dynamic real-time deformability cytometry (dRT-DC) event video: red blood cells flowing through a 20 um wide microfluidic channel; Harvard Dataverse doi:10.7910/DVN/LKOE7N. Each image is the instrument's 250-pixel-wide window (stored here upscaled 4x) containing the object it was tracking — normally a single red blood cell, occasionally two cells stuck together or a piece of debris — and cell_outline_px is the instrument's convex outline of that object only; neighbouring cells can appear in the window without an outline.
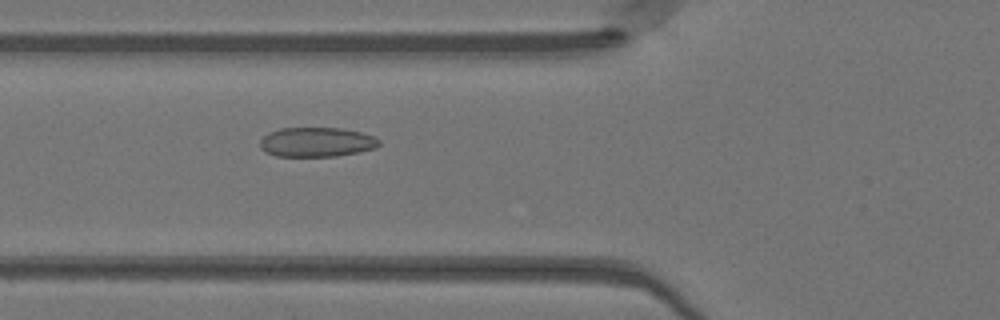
{"species": "Egyptian fruit bat (a non-hibernating species)", "species_latin": "Rousettus aegyptiacus", "temperature_condition": "warm", "stored_images_in_passage": 40, "camera_frame_rate_fps": 3000, "um_per_image_px": 0.085, "animal": {"sex": "female"}, "frame": {"image": 1, "passage_image": 9, "time_ms": 2.667, "image_size_px": [1000, 320], "cell_outline_px": [[380, 144], [376, 148], [360, 152], [336, 156], [276, 156], [264, 152], [260, 148], [260, 140], [264, 136], [280, 128], [340, 128], [360, 132], [372, 136], [380, 140]], "centroid_in_image_um": [26.91, 12.09], "position_along_channel_um": 98.9, "area_um2": 20.46}}
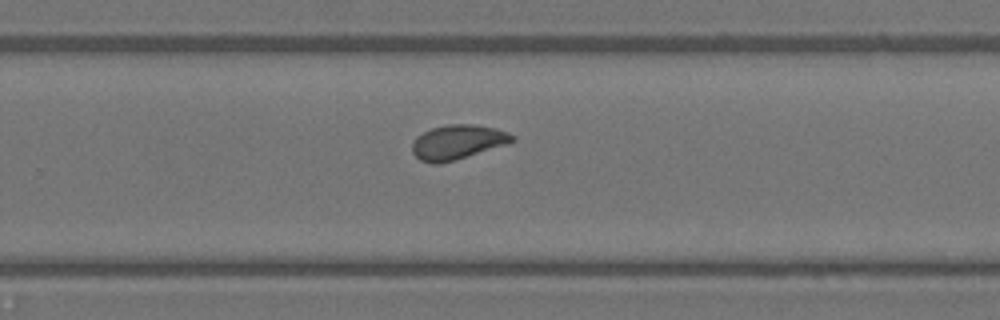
{"frame": {"image": 2, "passage_image": 23, "time_ms": 7.333, "image_size_px": [1000, 320], "cell_outline_px": [[516, 140], [508, 144], [452, 160], [436, 164], [432, 164], [420, 160], [412, 152], [412, 144], [416, 136], [432, 128], [448, 124], [476, 124], [496, 128], [508, 132], [516, 136]], "centroid_in_image_um": [38.92, 12.06], "position_along_channel_um": 290.9, "area_um2": 20.06}}
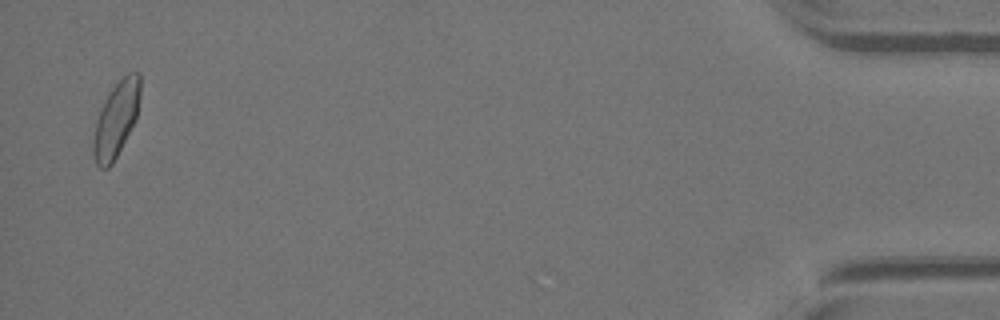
{"frame": {"image": 3, "passage_image": 39, "time_ms": 12.667, "image_size_px": [1000, 320], "cell_outline_px": [[140, 96], [136, 120], [112, 164], [108, 168], [100, 168], [96, 164], [92, 152], [92, 140], [96, 120], [104, 100], [112, 88], [128, 72], [140, 72]], "centroid_in_image_um": [9.86, 10.15], "position_along_channel_um": 425.3, "area_um2": 20.58}, "authors_computed_cell_mechanics": {"area_um2": 19.8832, "velocity_mm_per_s": 4.1198, "shape_relaxation_time_tau1_ms": 3.3325, "shape_relaxation_time_tau2_ms": 1.1549, "deformation_change_tau1": 0.1203, "deformation_change_tau2": 0.0545}}